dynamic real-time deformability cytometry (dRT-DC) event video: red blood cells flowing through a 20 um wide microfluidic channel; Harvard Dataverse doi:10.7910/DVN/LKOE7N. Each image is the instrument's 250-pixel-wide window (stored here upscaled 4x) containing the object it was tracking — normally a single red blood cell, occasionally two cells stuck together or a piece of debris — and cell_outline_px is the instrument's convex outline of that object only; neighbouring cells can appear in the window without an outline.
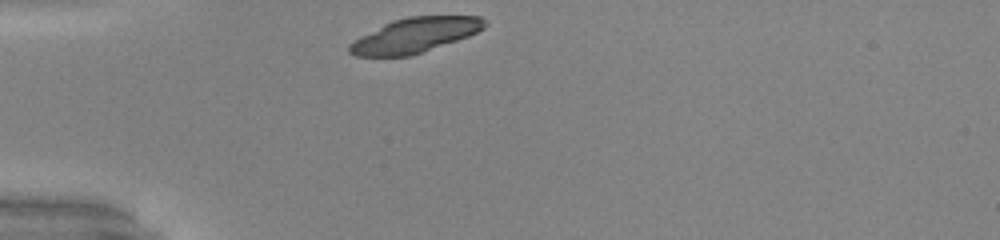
{"species": "common noctule bat (a hibernating species)", "species_latin": "Nyctalus noctula", "temperature_condition": "warm", "stored_images_in_passage": 21, "camera_frame_rate_fps": 3000, "um_per_image_px": 0.085, "animal": {"sex": "male", "body_mass_g": 20.0, "forearm_length_mm": 53.3}, "frame": {"image": 1, "passage_image": 1, "time_ms": 0.0, "image_size_px": [1000, 240], "cell_outline_px": [[488, 24], [484, 28], [468, 36], [412, 56], [356, 56], [348, 52], [348, 44], [360, 36], [392, 20], [408, 16], [480, 16]], "centroid_in_image_um": [35.25, 2.99], "position_along_channel_um": 49.8, "area_um2": 27.34}}